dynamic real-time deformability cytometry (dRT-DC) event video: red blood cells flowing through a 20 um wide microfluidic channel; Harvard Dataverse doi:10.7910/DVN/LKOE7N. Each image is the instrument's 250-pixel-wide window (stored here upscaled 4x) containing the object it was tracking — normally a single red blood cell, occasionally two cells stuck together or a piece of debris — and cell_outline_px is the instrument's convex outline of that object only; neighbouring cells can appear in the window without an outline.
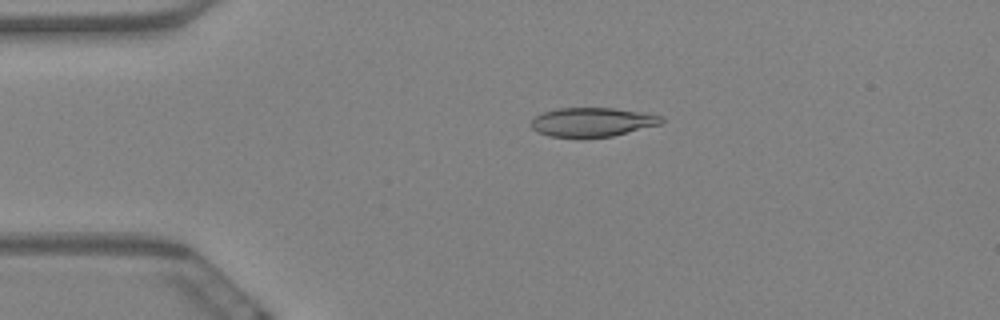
{"species": "Egyptian fruit bat (a non-hibernating species)", "species_latin": "Rousettus aegyptiacus", "temperature_condition": "warm", "stored_images_in_passage": 49, "camera_frame_rate_fps": 3000, "um_per_image_px": 0.085, "animal": {"sex": "female"}, "frame": {"image": 1, "passage_image": 13, "time_ms": 4.0, "image_size_px": [1000, 320], "cell_outline_px": [[664, 120], [660, 124], [612, 136], [580, 140], [548, 136], [532, 128], [532, 120], [536, 116], [544, 112], [556, 108], [612, 108], [664, 116]], "centroid_in_image_um": [50.31, 10.41], "position_along_channel_um": 34.7, "area_um2": 22.37}}
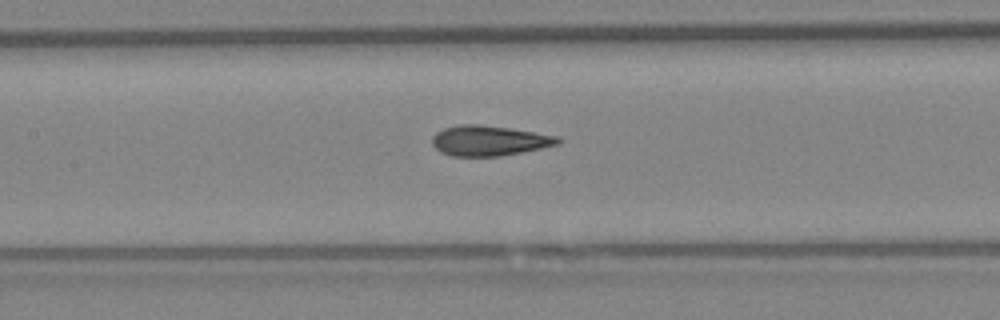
{"frame": {"image": 2, "passage_image": 28, "time_ms": 9.0, "image_size_px": [1000, 320], "cell_outline_px": [[564, 140], [560, 144], [500, 156], [452, 156], [440, 152], [432, 144], [432, 136], [436, 132], [444, 128], [460, 124], [480, 124], [508, 128], [560, 136]], "centroid_in_image_um": [41.59, 11.95], "position_along_channel_um": 165.8, "area_um2": 22.2}}
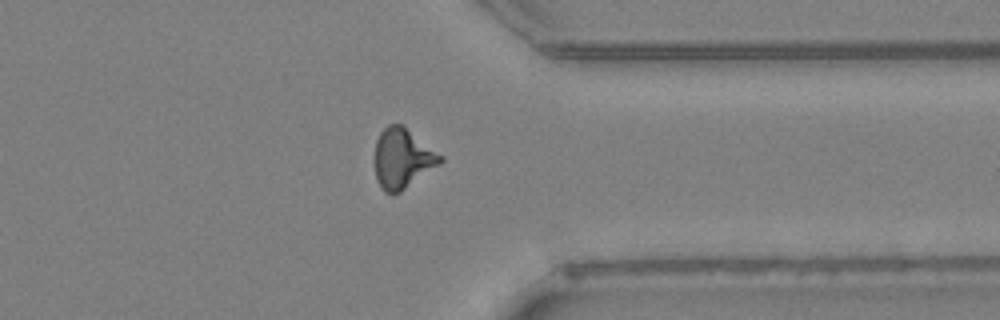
{"frame": {"image": 3, "passage_image": 47, "time_ms": 15.333, "image_size_px": [1000, 320], "cell_outline_px": [[444, 160], [440, 164], [400, 192], [384, 192], [376, 176], [376, 140], [380, 132], [388, 124], [400, 124], [444, 156]], "centroid_in_image_um": [34.24, 13.45], "position_along_channel_um": 377.2, "area_um2": 22.37}}